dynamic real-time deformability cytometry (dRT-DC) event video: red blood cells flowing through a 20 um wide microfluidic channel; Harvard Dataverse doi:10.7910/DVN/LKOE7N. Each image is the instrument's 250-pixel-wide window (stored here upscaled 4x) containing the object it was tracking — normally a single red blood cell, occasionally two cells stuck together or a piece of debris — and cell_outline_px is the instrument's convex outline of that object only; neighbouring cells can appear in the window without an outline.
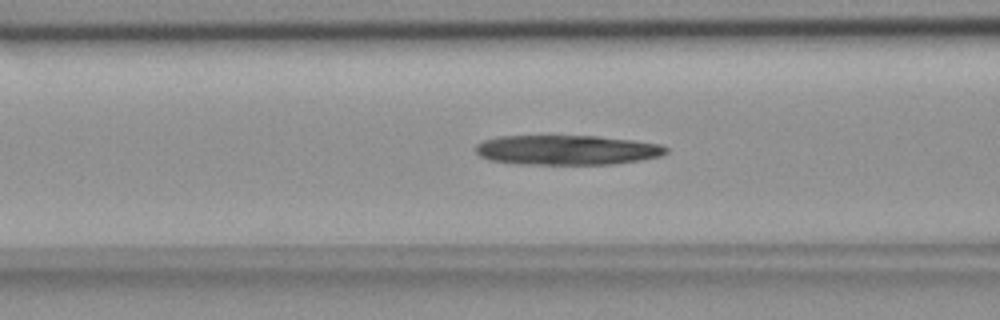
{"species": "common noctule bat (a hibernating species)", "species_latin": "Nyctalus noctula", "temperature_condition": "room temperature", "stored_images_in_passage": 53, "camera_frame_rate_fps": 3000, "um_per_image_px": 0.085, "animal": {"sex": "female", "body_mass_g": 18.4}, "frame": {"image": 1, "passage_image": 20, "time_ms": 6.333, "image_size_px": [1000, 320], "cell_outline_px": [[668, 152], [660, 156], [640, 160], [612, 164], [520, 164], [488, 160], [480, 156], [476, 152], [476, 144], [484, 140], [500, 136], [600, 136], [632, 140], [660, 144], [668, 148]], "centroid_in_image_um": [48.18, 12.75], "position_along_channel_um": 118.4, "area_um2": 33.06}}
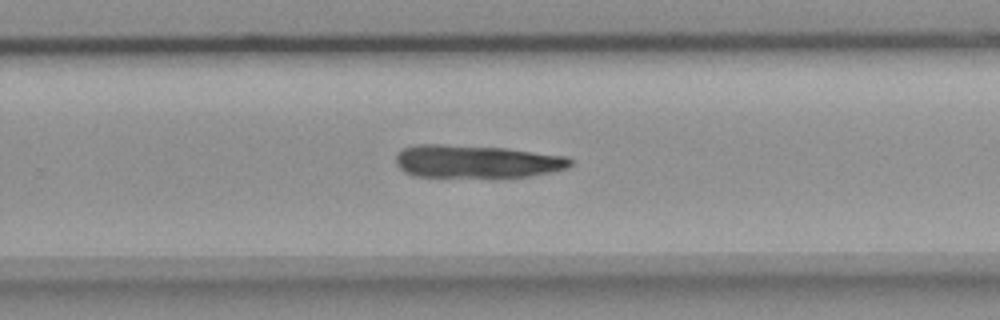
{"frame": {"image": 2, "passage_image": 34, "time_ms": 11.0, "image_size_px": [1000, 320], "cell_outline_px": [[572, 164], [568, 168], [552, 172], [528, 176], [416, 176], [404, 172], [396, 164], [396, 156], [404, 148], [416, 144], [440, 144], [508, 148], [568, 156], [572, 160]], "centroid_in_image_um": [40.54, 13.71], "position_along_channel_um": 289.3, "area_um2": 33.23}}
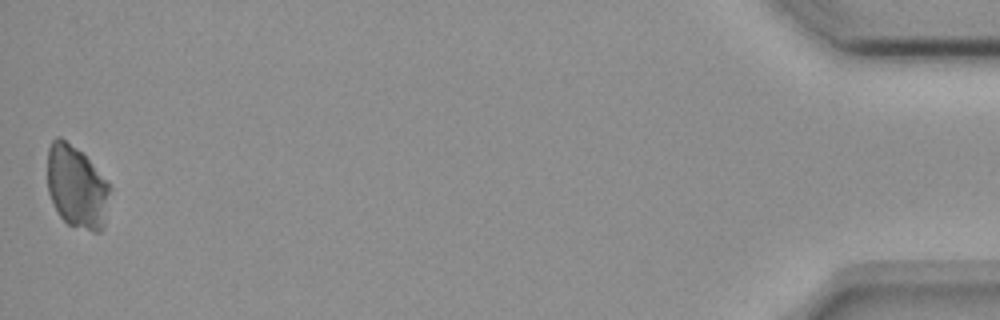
{"frame": {"image": 3, "passage_image": 53, "time_ms": 17.333, "image_size_px": [1000, 320], "cell_outline_px": [[112, 188], [104, 228], [100, 232], [92, 232], [68, 224], [60, 216], [48, 192], [48, 148], [52, 140], [56, 136], [60, 136], [76, 148], [108, 180]], "centroid_in_image_um": [6.56, 15.91], "position_along_channel_um": 428.6, "area_um2": 30.29}}